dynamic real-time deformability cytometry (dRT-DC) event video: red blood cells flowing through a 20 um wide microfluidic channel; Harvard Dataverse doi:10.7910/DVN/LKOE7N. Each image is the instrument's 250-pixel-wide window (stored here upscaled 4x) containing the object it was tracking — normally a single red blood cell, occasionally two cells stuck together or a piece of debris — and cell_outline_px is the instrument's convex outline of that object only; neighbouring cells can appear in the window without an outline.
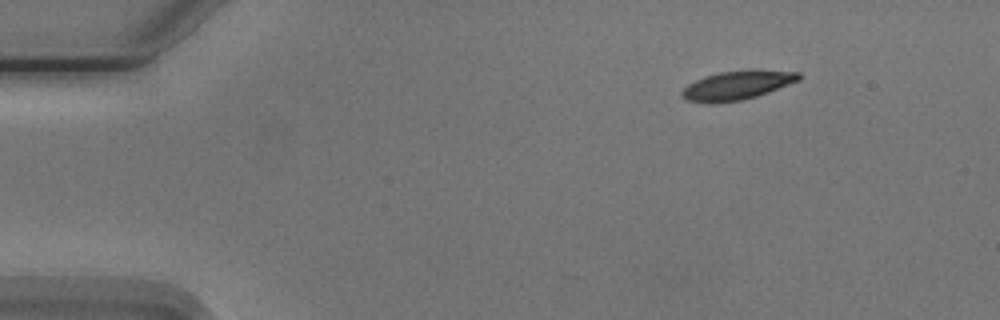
{"species": "Egyptian fruit bat (a non-hibernating species)", "species_latin": "Rousettus aegyptiacus", "temperature_condition": "cold", "stored_images_in_passage": 3, "camera_frame_rate_fps": 3000, "um_per_image_px": 0.085, "animal": {"sex": "male"}, "frame": {"image": 1, "passage_image": 1, "time_ms": 0.0, "image_size_px": [1000, 320], "cell_outline_px": [[800, 80], [768, 92], [756, 96], [740, 100], [716, 104], [712, 104], [688, 100], [680, 96], [680, 92], [688, 84], [704, 76], [720, 72], [800, 72]], "centroid_in_image_um": [62.55, 7.3], "position_along_channel_um": 22.4, "area_um2": 18.9}}